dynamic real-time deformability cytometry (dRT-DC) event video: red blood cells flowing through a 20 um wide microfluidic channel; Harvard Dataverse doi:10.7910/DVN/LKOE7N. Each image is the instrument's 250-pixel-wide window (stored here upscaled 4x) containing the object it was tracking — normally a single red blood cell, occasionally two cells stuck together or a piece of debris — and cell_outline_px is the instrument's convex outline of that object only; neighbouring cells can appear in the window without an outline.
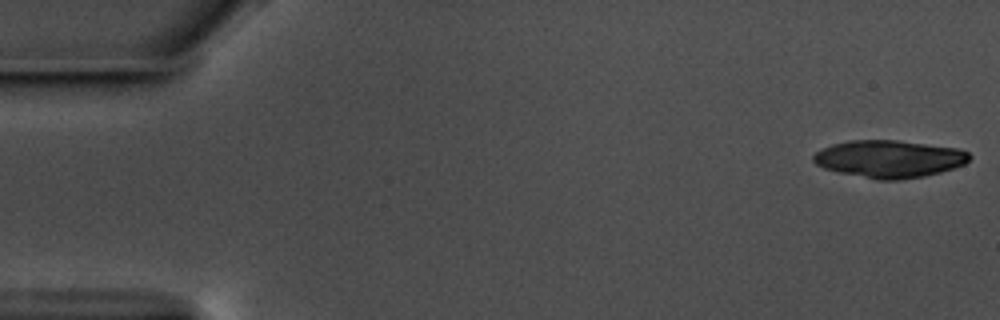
{"species": "common noctule bat (a hibernating species)", "species_latin": "Nyctalus noctula", "temperature_condition": "warm", "stored_images_in_passage": 57, "camera_frame_rate_fps": 3000, "um_per_image_px": 0.085, "animal": {"sex": "male", "body_mass_g": 17.5, "forearm_length_mm": 52.3}, "frame": {"image": 1, "passage_image": 1, "time_ms": 0.0, "image_size_px": [1000, 320], "cell_outline_px": [[972, 156], [964, 164], [940, 172], [924, 176], [900, 180], [876, 180], [840, 172], [824, 168], [816, 164], [812, 160], [812, 156], [816, 152], [832, 144], [848, 140], [896, 140], [960, 148], [968, 152]], "centroid_in_image_um": [75.59, 13.5], "position_along_channel_um": 9.4, "area_um2": 34.04}}
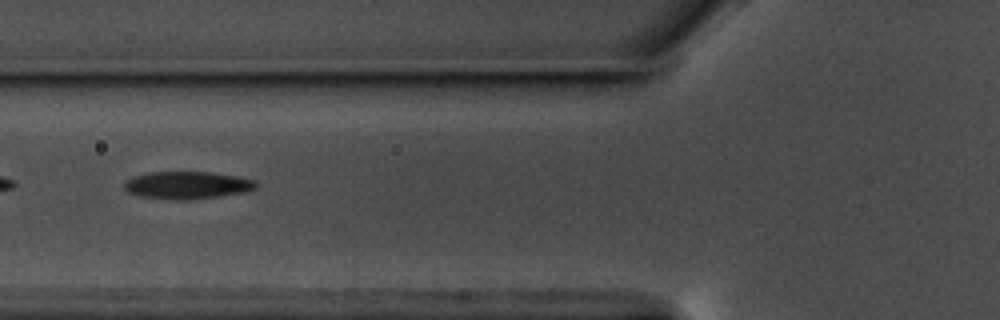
{"frame": {"image": 2, "passage_image": 22, "time_ms": 7.0, "image_size_px": [1000, 320], "cell_outline_px": [[256, 188], [244, 192], [188, 200], [180, 200], [140, 196], [128, 192], [124, 188], [124, 184], [132, 176], [148, 172], [212, 172], [236, 176], [252, 180], [256, 184]], "centroid_in_image_um": [15.87, 15.73], "position_along_channel_um": 109.9, "area_um2": 20.81}}
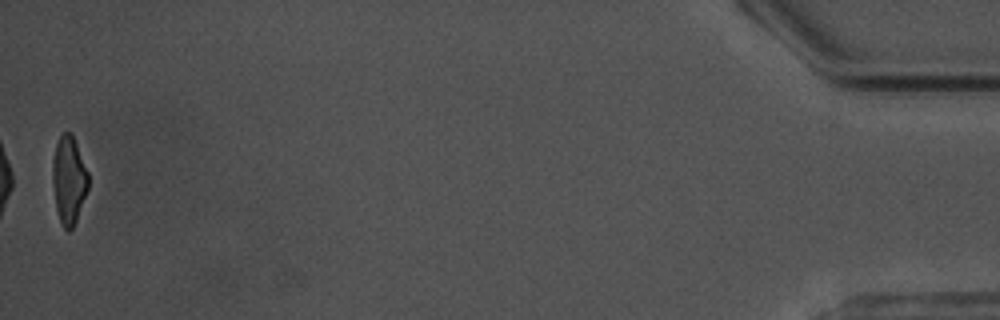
{"frame": {"image": 3, "passage_image": 57, "time_ms": 18.667, "image_size_px": [1000, 320], "cell_outline_px": [[88, 188], [76, 220], [72, 228], [68, 232], [64, 228], [60, 220], [56, 208], [52, 184], [52, 160], [56, 144], [60, 136], [64, 132], [72, 132], [88, 172]], "centroid_in_image_um": [5.84, 15.27], "position_along_channel_um": 429.4, "area_um2": 18.26}, "authors_computed_cell_mechanics": {"area_um2": 20.9814, "velocity_mm_per_s": 3.5645, "shape_relaxation_time_tau1_ms": 3.4022, "shape_relaxation_time_tau2_ms": 3.9812, "deformation_change_tau1": 0.1511, "deformation_change_tau2": 0.135}}